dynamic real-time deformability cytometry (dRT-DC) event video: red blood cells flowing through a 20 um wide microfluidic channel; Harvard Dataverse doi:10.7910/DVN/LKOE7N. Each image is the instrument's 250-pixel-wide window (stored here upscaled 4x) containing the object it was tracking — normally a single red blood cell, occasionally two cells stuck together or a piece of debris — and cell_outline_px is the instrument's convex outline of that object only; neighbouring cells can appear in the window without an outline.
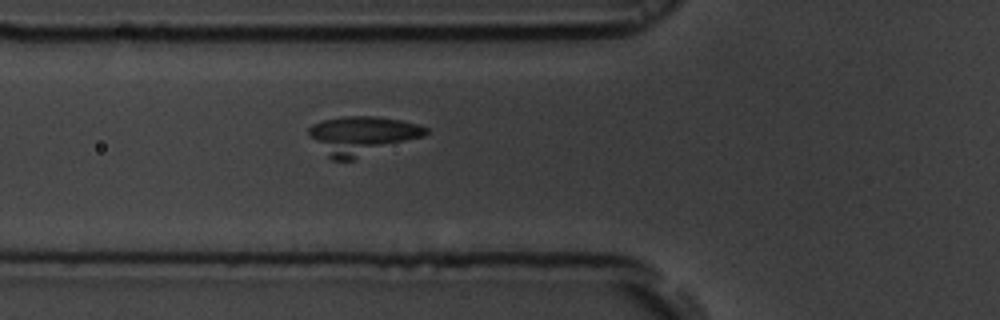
{"species": "common noctule bat (a hibernating species)", "species_latin": "Nyctalus noctula", "temperature_condition": "room temperature", "stored_images_in_passage": 53, "camera_frame_rate_fps": 3000, "um_per_image_px": 0.085, "animal": {"sex": "male", "body_mass_g": 19.5, "forearm_length_mm": 54.6}, "frame": {"image": 1, "passage_image": 18, "time_ms": 5.667, "image_size_px": [1000, 320], "cell_outline_px": [[428, 132], [424, 136], [352, 160], [332, 160], [328, 156], [308, 132], [308, 128], [312, 124], [324, 120], [344, 116], [376, 116], [400, 120], [420, 124], [428, 128]], "centroid_in_image_um": [30.81, 11.5], "position_along_channel_um": 95.0, "area_um2": 25.89}}
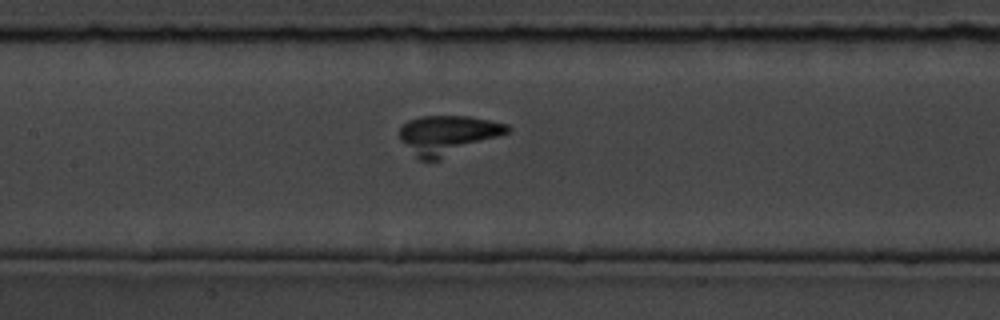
{"frame": {"image": 2, "passage_image": 24, "time_ms": 7.667, "image_size_px": [1000, 320], "cell_outline_px": [[512, 128], [508, 132], [440, 160], [420, 160], [400, 140], [396, 132], [408, 120], [420, 116], [468, 116], [508, 124]], "centroid_in_image_um": [38.01, 11.46], "position_along_channel_um": 169.4, "area_um2": 24.51}}
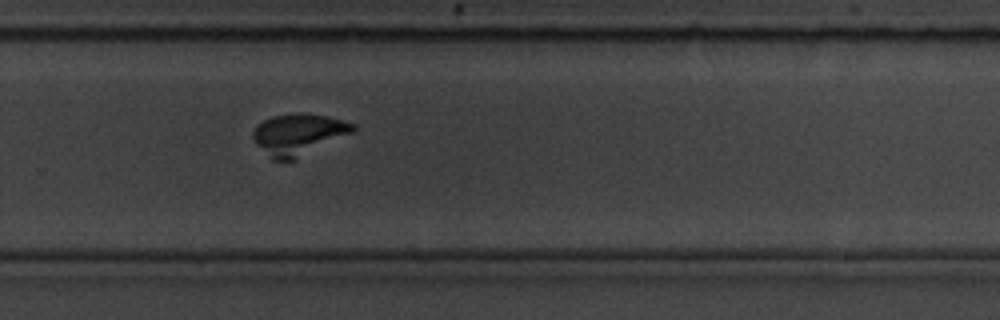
{"frame": {"image": 3, "passage_image": 35, "time_ms": 11.333, "image_size_px": [1000, 320], "cell_outline_px": [[356, 128], [352, 132], [292, 160], [272, 160], [252, 140], [252, 132], [264, 120], [272, 116], [300, 112], [308, 112], [328, 116], [356, 124]], "centroid_in_image_um": [25.34, 11.39], "position_along_channel_um": 304.5, "area_um2": 23.81}}